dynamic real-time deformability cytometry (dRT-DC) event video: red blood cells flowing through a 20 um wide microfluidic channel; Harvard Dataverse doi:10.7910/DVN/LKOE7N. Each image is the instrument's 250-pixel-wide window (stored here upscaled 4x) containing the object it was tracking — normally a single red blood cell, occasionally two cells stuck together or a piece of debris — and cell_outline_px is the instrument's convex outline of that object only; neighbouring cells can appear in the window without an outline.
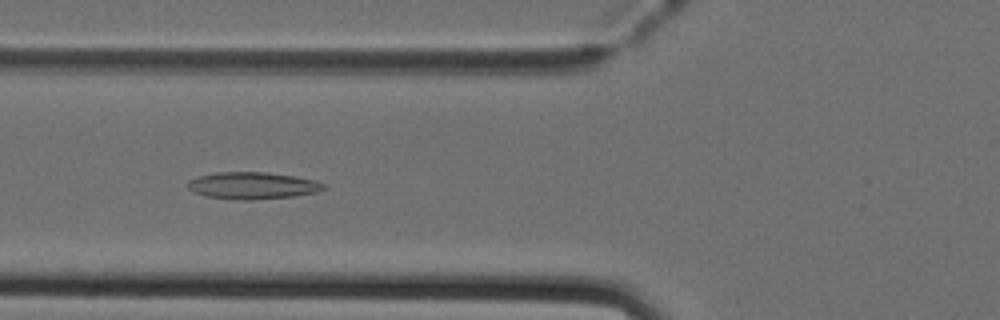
{"species": "Egyptian fruit bat (a non-hibernating species)", "species_latin": "Rousettus aegyptiacus", "temperature_condition": "cold", "stored_images_in_passage": 50, "camera_frame_rate_fps": 3000, "um_per_image_px": 0.085, "animal": {"sex": "female"}, "frame": {"image": 1, "passage_image": 19, "time_ms": 6.0, "image_size_px": [1000, 320], "cell_outline_px": [[328, 188], [316, 192], [292, 196], [252, 200], [236, 200], [204, 196], [192, 192], [188, 188], [188, 180], [200, 176], [216, 172], [268, 172], [316, 180], [328, 184]], "centroid_in_image_um": [21.48, 15.78], "position_along_channel_um": 104.3, "area_um2": 21.56}}
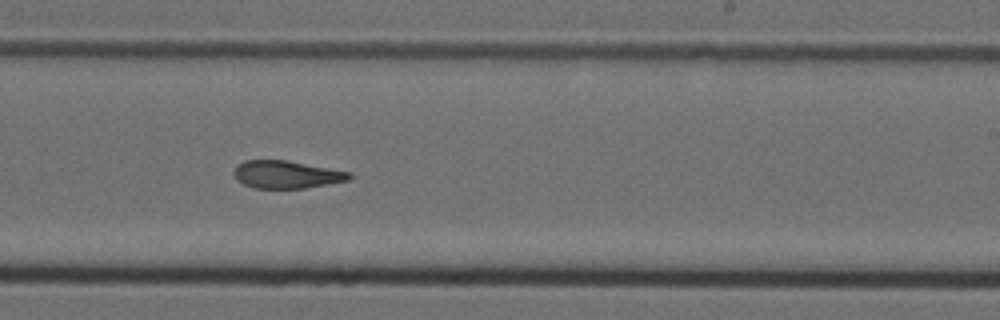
{"frame": {"image": 2, "passage_image": 31, "time_ms": 10.0, "image_size_px": [1000, 320], "cell_outline_px": [[352, 176], [348, 180], [304, 188], [252, 188], [236, 180], [232, 172], [236, 164], [244, 160], [288, 160], [352, 172]], "centroid_in_image_um": [24.31, 14.82], "position_along_channel_um": 264.7, "area_um2": 18.79}}
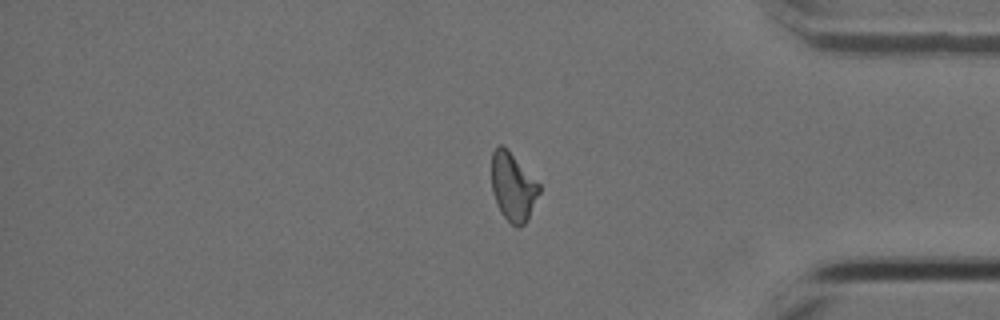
{"frame": {"image": 3, "passage_image": 42, "time_ms": 13.667, "image_size_px": [1000, 320], "cell_outline_px": [[540, 192], [528, 220], [520, 228], [516, 228], [500, 212], [492, 192], [492, 152], [496, 144], [500, 144], [508, 148], [540, 184]], "centroid_in_image_um": [43.61, 15.87], "position_along_channel_um": 391.6, "area_um2": 19.25}, "authors_computed_cell_mechanics": {"area_um2": 19.7676, "velocity_mm_per_s": 4.019, "shape_relaxation_time_tau1_ms": null, "shape_relaxation_time_tau2_ms": 3.8954, "deformation_change_tau1": null, "deformation_change_tau2": 0.1241}}